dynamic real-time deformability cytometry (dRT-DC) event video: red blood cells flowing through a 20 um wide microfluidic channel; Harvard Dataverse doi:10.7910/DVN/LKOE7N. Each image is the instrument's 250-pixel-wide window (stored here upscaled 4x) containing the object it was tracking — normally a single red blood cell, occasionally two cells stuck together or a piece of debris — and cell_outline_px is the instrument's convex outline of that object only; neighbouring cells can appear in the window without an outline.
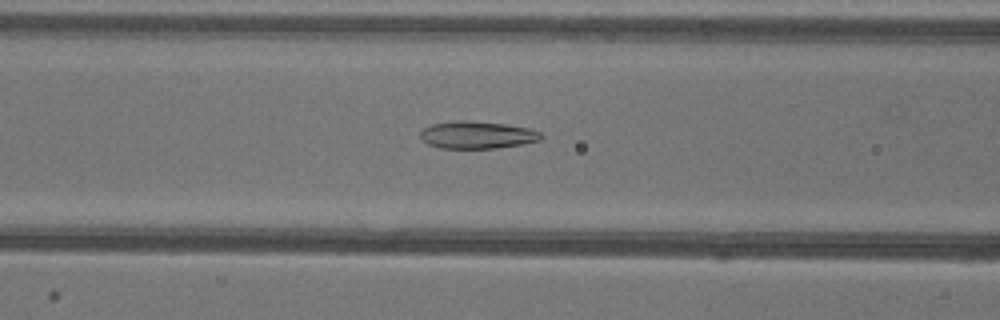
{"species": "common noctule bat (a hibernating species)", "species_latin": "Nyctalus noctula", "temperature_condition": "warm", "stored_images_in_passage": 52, "camera_frame_rate_fps": 3000, "um_per_image_px": 0.085, "animal": {"sex": "female"}, "frame": {"image": 1, "passage_image": 21, "time_ms": 6.667, "image_size_px": [1000, 320], "cell_outline_px": [[544, 136], [540, 140], [524, 144], [496, 148], [440, 148], [428, 144], [420, 140], [420, 132], [424, 128], [432, 124], [456, 120], [468, 120], [504, 124], [528, 128], [540, 132]], "centroid_in_image_um": [40.54, 11.47], "position_along_channel_um": 126.1, "area_um2": 19.36}}
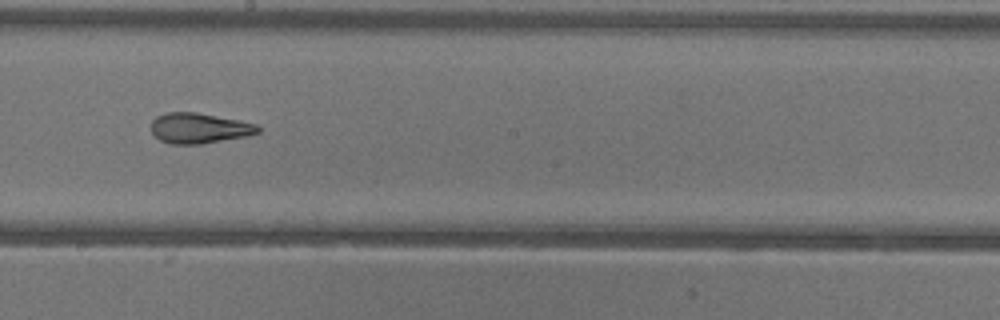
{"frame": {"image": 2, "passage_image": 29, "time_ms": 9.333, "image_size_px": [1000, 320], "cell_outline_px": [[260, 132], [248, 136], [200, 144], [172, 144], [160, 140], [152, 132], [152, 120], [156, 116], [164, 112], [196, 112], [240, 120], [256, 124], [260, 128]], "centroid_in_image_um": [16.94, 10.89], "position_along_channel_um": 231.3, "area_um2": 18.96}}
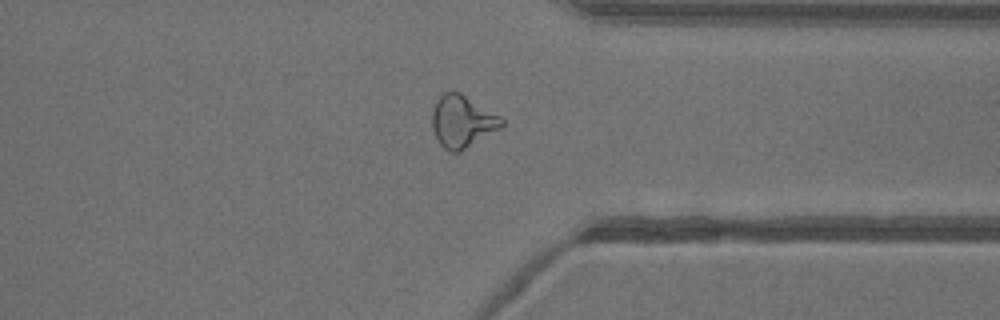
{"frame": {"image": 3, "passage_image": 40, "time_ms": 13.0, "image_size_px": [1000, 320], "cell_outline_px": [[504, 124], [500, 128], [460, 152], [452, 152], [444, 148], [440, 144], [432, 128], [432, 108], [436, 100], [444, 92], [460, 92], [500, 116], [504, 120]], "centroid_in_image_um": [39.27, 10.32], "position_along_channel_um": 372.1, "area_um2": 20.98}, "authors_computed_cell_mechanics": {"area_um2": 21.5016, "velocity_mm_per_s": 3.9408, "shape_relaxation_time_tau1_ms": null, "shape_relaxation_time_tau2_ms": 1.9653, "deformation_change_tau1": null, "deformation_change_tau2": 0.102}}